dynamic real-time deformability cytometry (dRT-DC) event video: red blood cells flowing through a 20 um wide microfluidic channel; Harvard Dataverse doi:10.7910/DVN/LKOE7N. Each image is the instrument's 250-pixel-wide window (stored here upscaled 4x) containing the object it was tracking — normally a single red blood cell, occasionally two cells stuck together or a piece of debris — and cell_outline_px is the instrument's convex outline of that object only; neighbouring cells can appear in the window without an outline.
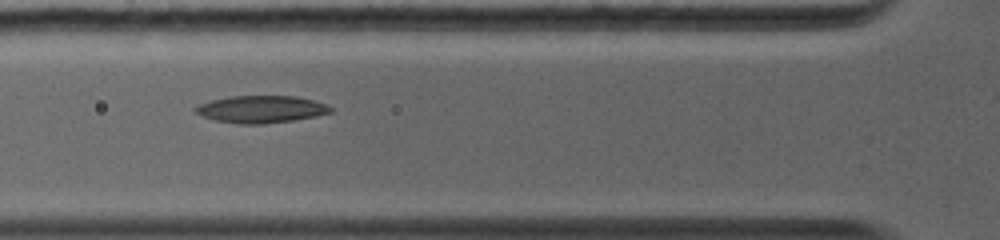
{"species": "common noctule bat (a hibernating species)", "species_latin": "Nyctalus noctula", "temperature_condition": "warm", "stored_images_in_passage": 5, "segment_of_instrument_passage": [1, 2], "camera_frame_rate_fps": 5000, "um_per_image_px": 0.085, "animal": {"sex": "female", "body_mass_g": 19.0, "forearm_length_mm": 56.7}, "frame": {"image": 1, "passage_image": 2, "time_ms": 0.8, "image_size_px": [1000, 240], "cell_outline_px": [[332, 112], [316, 116], [292, 120], [264, 124], [236, 124], [212, 120], [192, 112], [192, 108], [200, 104], [212, 100], [228, 96], [296, 96], [312, 100], [324, 104], [332, 108]], "centroid_in_image_um": [22.11, 9.29], "position_along_channel_um": 103.7, "area_um2": 21.56}}
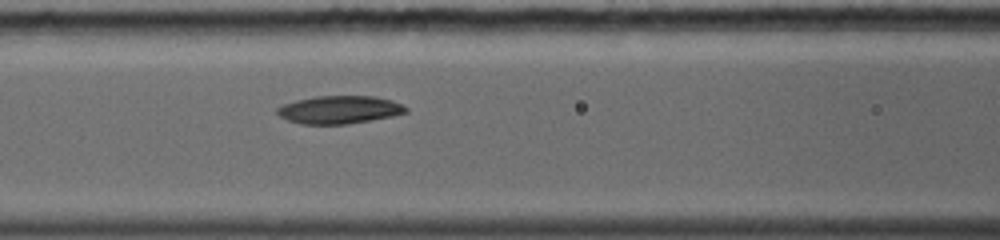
{"frame": {"image": 2, "passage_image": 3, "time_ms": 1.6, "image_size_px": [1000, 240], "cell_outline_px": [[408, 112], [392, 116], [344, 124], [300, 124], [288, 120], [280, 116], [276, 112], [276, 108], [284, 104], [296, 100], [316, 96], [376, 96], [392, 100], [408, 108]], "centroid_in_image_um": [28.83, 9.32], "position_along_channel_um": 137.8, "area_um2": 20.81}}
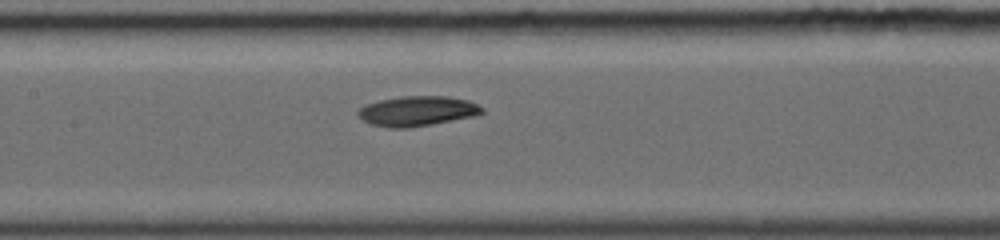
{"frame": {"image": 3, "passage_image": 4, "time_ms": 2.4, "image_size_px": [1000, 240], "cell_outline_px": [[484, 112], [476, 116], [432, 124], [408, 128], [388, 128], [372, 124], [356, 116], [356, 112], [360, 108], [368, 104], [380, 100], [404, 96], [448, 96], [468, 100], [484, 108]], "centroid_in_image_um": [35.48, 9.44], "position_along_channel_um": 171.9, "area_um2": 21.68}}